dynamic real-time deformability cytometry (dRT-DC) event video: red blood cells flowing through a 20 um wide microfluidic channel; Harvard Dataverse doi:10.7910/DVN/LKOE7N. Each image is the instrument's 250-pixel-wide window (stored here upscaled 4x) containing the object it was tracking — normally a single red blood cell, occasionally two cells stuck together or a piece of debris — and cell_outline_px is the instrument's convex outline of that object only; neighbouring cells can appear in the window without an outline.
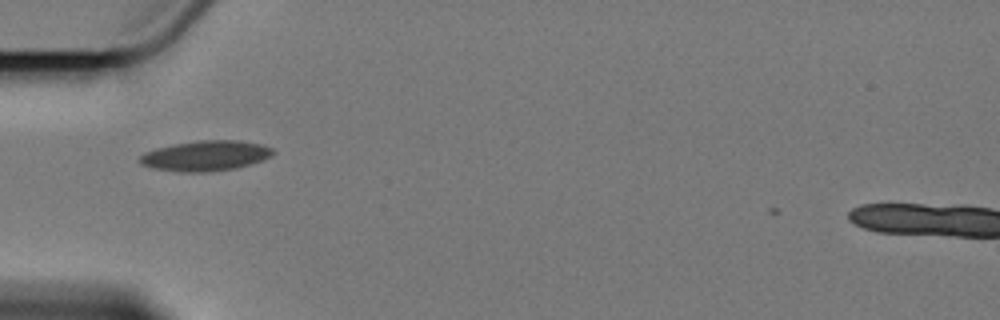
{"species": "Egyptian fruit bat (a non-hibernating species)", "species_latin": "Rousettus aegyptiacus", "temperature_condition": "cold", "stored_images_in_passage": 2, "camera_frame_rate_fps": 3000, "um_per_image_px": 0.085, "animal": {"sex": "female"}, "frame": {"image": 1, "passage_image": 2, "time_ms": 1.333, "image_size_px": [1000, 320], "cell_outline_px": [[276, 152], [260, 160], [236, 168], [204, 172], [180, 172], [152, 168], [140, 164], [140, 156], [144, 152], [156, 148], [172, 144], [196, 140], [236, 140], [264, 144], [272, 148]], "centroid_in_image_um": [17.43, 13.23], "position_along_channel_um": 67.6, "area_um2": 23.47}}